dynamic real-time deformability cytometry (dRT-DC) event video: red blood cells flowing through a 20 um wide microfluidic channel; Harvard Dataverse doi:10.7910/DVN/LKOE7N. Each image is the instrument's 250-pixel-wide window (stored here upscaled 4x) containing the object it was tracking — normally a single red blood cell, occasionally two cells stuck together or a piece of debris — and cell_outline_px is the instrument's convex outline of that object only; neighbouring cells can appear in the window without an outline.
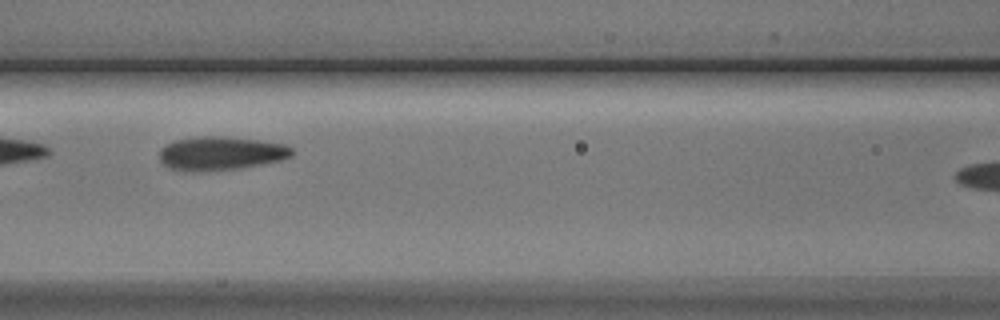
{"species": "Egyptian fruit bat (a non-hibernating species)", "species_latin": "Rousettus aegyptiacus", "temperature_condition": "cold", "stored_images_in_passage": 8, "camera_frame_rate_fps": 3000, "um_per_image_px": 0.085, "animal": {"sex": "male"}, "frame": {"image": 1, "passage_image": 7, "time_ms": 8.0, "image_size_px": [1000, 320], "cell_outline_px": [[292, 156], [280, 160], [260, 164], [236, 168], [172, 168], [164, 164], [160, 160], [160, 148], [164, 144], [172, 140], [200, 136], [224, 136], [260, 140], [284, 144], [292, 148]], "centroid_in_image_um": [18.79, 12.96], "position_along_channel_um": 147.8, "area_um2": 24.97}}